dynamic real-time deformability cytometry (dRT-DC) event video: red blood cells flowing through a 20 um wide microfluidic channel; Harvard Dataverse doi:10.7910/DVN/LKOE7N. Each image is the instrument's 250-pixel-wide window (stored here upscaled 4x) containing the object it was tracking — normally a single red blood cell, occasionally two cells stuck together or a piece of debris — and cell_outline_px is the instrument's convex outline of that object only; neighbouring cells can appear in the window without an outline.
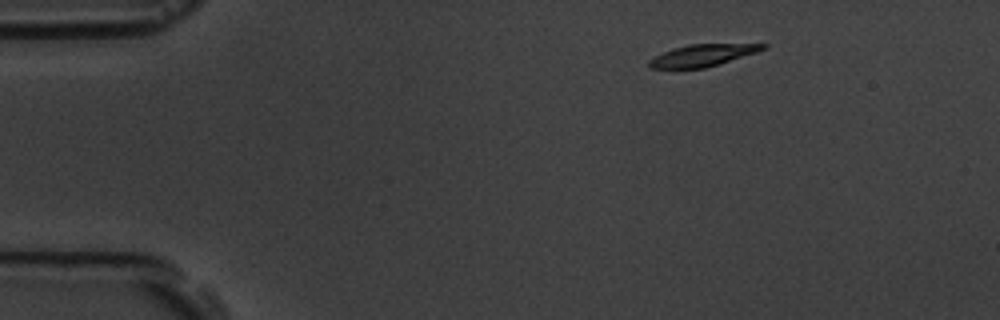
{"species": "common noctule bat (a hibernating species)", "species_latin": "Nyctalus noctula", "temperature_condition": "room temperature", "stored_images_in_passage": 6, "segment_of_instrument_passage": [2, 2], "camera_frame_rate_fps": 3000, "um_per_image_px": 0.085, "animal": {"sex": "male", "body_mass_g": 19.5, "forearm_length_mm": 54.6}, "frame": {"image": 1, "passage_image": 6, "time_ms": 5.667, "image_size_px": [1000, 320], "cell_outline_px": [[768, 44], [764, 48], [756, 52], [704, 68], [648, 68], [648, 60], [672, 48], [688, 44]], "centroid_in_image_um": [59.65, 4.7], "position_along_channel_um": 25.4, "area_um2": 14.16}}